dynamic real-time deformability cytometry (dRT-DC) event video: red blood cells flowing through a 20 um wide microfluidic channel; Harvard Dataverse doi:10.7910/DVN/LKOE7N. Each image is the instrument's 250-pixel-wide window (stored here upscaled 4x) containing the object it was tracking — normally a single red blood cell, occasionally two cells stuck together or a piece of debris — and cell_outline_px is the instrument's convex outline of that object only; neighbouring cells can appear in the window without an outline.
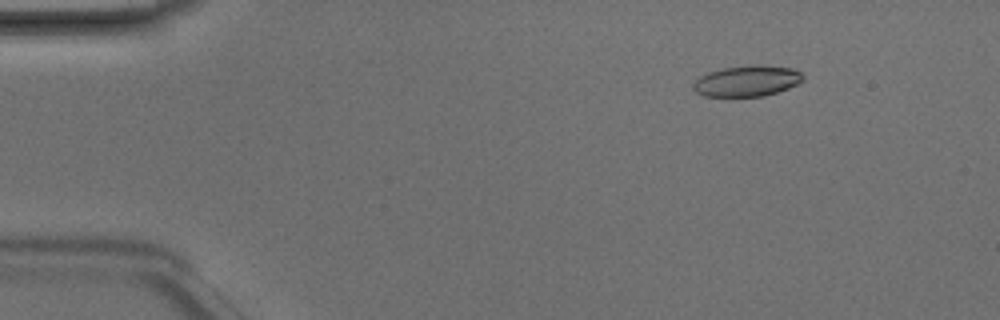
{"species": "Egyptian fruit bat (a non-hibernating species)", "species_latin": "Rousettus aegyptiacus", "temperature_condition": "room temperature", "stored_images_in_passage": 49, "camera_frame_rate_fps": 3000, "um_per_image_px": 0.085, "animal": {"sex": "male"}, "frame": {"image": 1, "passage_image": 7, "time_ms": 2.0, "image_size_px": [1000, 320], "cell_outline_px": [[804, 80], [788, 88], [764, 96], [704, 96], [696, 92], [692, 88], [692, 84], [700, 76], [708, 72], [724, 68], [752, 64], [756, 64], [792, 68], [800, 72], [804, 76]], "centroid_in_image_um": [63.49, 6.87], "position_along_channel_um": 21.5, "area_um2": 19.77}}
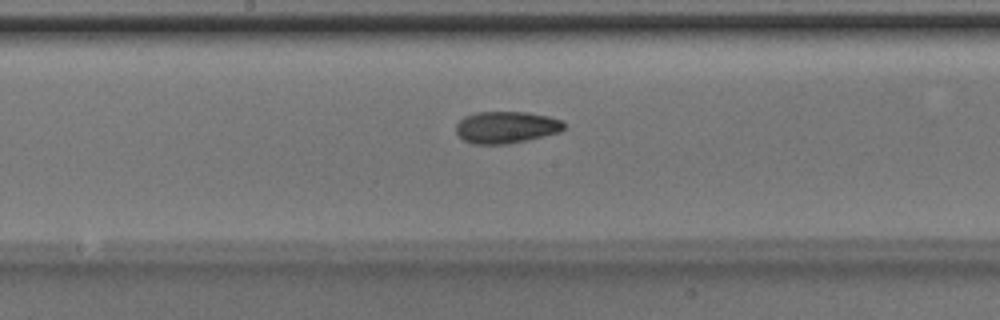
{"frame": {"image": 2, "passage_image": 26, "time_ms": 8.333, "image_size_px": [1000, 320], "cell_outline_px": [[564, 128], [560, 132], [528, 140], [508, 144], [472, 144], [464, 140], [456, 132], [456, 124], [464, 116], [476, 112], [528, 112], [548, 116], [564, 120]], "centroid_in_image_um": [43.04, 10.82], "position_along_channel_um": 205.2, "area_um2": 20.23}}
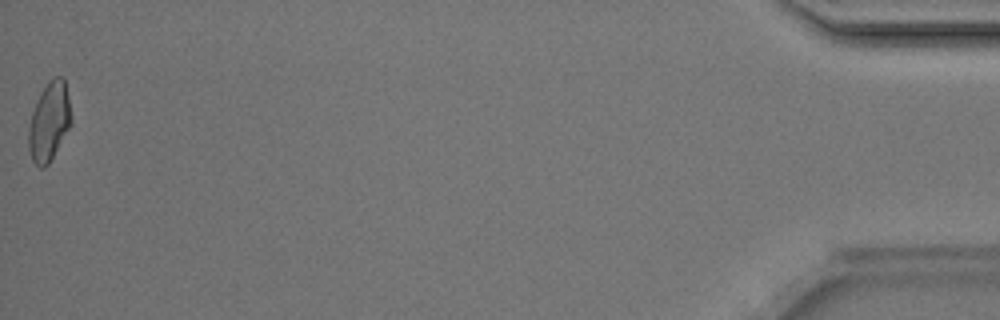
{"frame": {"image": 3, "passage_image": 49, "time_ms": 16.0, "image_size_px": [1000, 320], "cell_outline_px": [[72, 124], [48, 164], [44, 168], [40, 168], [32, 160], [28, 148], [28, 128], [32, 112], [40, 92], [56, 76], [60, 76], [64, 80], [68, 96], [72, 116]], "centroid_in_image_um": [4.18, 10.37], "position_along_channel_um": 431.0, "area_um2": 19.42}, "authors_computed_cell_mechanics": {"area_um2": 19.5364, "velocity_mm_per_s": 4.2096, "shape_relaxation_time_tau1_ms": 3.8597, "shape_relaxation_time_tau2_ms": 3.6742, "deformation_change_tau1": 0.1696, "deformation_change_tau2": 0.1006}}